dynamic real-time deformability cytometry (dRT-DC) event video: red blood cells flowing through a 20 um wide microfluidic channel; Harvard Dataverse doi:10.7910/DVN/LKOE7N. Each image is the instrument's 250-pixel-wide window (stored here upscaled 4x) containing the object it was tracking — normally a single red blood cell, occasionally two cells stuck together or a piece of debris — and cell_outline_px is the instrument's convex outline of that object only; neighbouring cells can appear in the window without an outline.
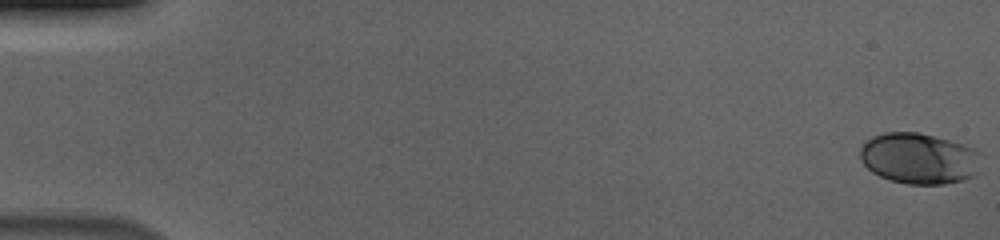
{"species": "human", "species_latin": "Homo sapiens", "temperature_condition": "cold", "stored_images_in_passage": 57, "camera_frame_rate_fps": 3000, "um_per_image_px": 0.085, "donor": {"sex": "male"}, "frame": {"image": 1, "passage_image": 1, "time_ms": 0.0, "image_size_px": [1000, 240], "cell_outline_px": [[980, 152], [976, 176], [964, 180], [944, 184], [908, 184], [892, 180], [880, 176], [872, 172], [860, 160], [860, 148], [872, 136], [884, 132], [920, 132], [964, 144]], "centroid_in_image_um": [78.12, 13.46], "position_along_channel_um": 6.9, "area_um2": 36.01}}
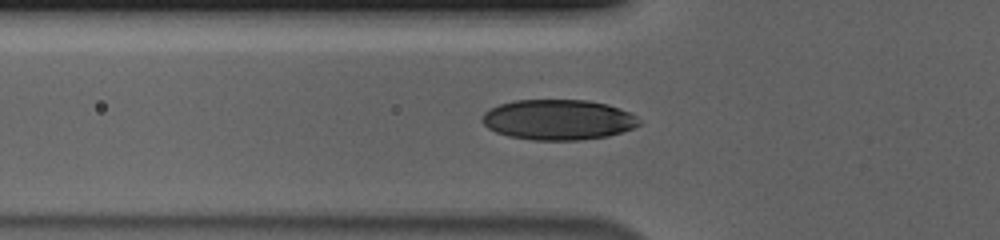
{"frame": {"image": 2, "passage_image": 21, "time_ms": 6.667, "image_size_px": [1000, 240], "cell_outline_px": [[644, 124], [608, 136], [580, 140], [532, 140], [508, 136], [496, 132], [488, 128], [480, 120], [484, 112], [500, 104], [516, 100], [588, 100], [608, 104], [632, 112]], "centroid_in_image_um": [47.48, 10.17], "position_along_channel_um": 78.3, "area_um2": 37.17}}
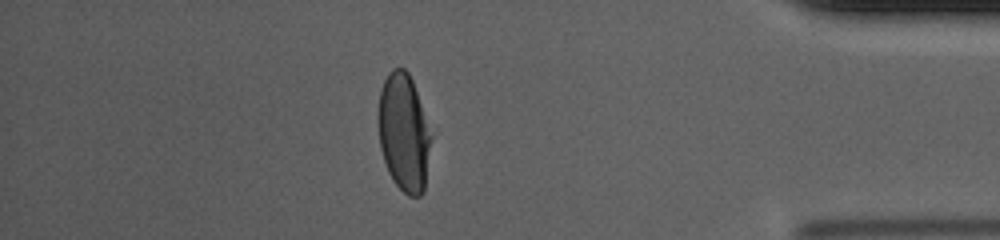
{"frame": {"image": 3, "passage_image": 50, "time_ms": 16.333, "image_size_px": [1000, 240], "cell_outline_px": [[432, 140], [424, 192], [420, 196], [408, 196], [392, 180], [388, 172], [380, 148], [376, 120], [376, 116], [380, 88], [388, 72], [392, 68], [404, 68], [408, 72], [412, 80], [432, 136]], "centroid_in_image_um": [34.3, 11.27], "position_along_channel_um": 400.9, "area_um2": 36.82}, "authors_computed_cell_mechanics": {"area_um2": 36.8186, "velocity_mm_per_s": 3.6883, "shape_relaxation_time_tau1_ms": 3.8957, "shape_relaxation_time_tau2_ms": null, "deformation_change_tau1": 0.1653, "deformation_change_tau2": null}}